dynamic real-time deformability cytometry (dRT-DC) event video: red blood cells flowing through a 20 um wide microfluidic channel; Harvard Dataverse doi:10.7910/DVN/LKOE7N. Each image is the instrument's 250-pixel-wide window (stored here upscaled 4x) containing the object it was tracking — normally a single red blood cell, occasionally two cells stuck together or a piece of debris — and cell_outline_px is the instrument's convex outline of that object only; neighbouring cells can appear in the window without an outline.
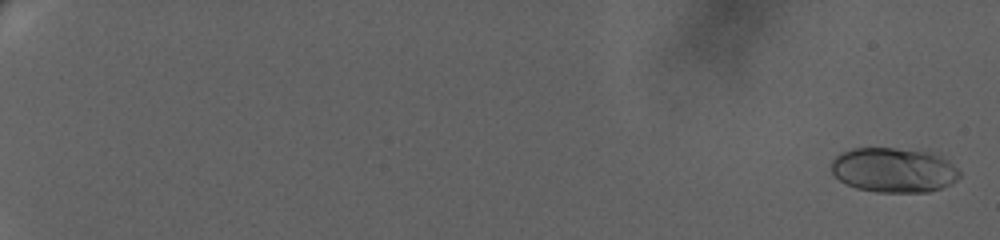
{"species": "human", "species_latin": "Homo sapiens", "temperature_condition": "warm", "stored_images_in_passage": 39, "camera_frame_rate_fps": 3000, "um_per_image_px": 0.085, "donor": {"sex": "female"}, "frame": {"image": 1, "passage_image": 1, "time_ms": 0.0, "image_size_px": [1000, 240], "cell_outline_px": [[960, 176], [952, 184], [928, 192], [876, 192], [856, 188], [840, 180], [832, 172], [832, 160], [840, 152], [852, 148], [928, 148], [948, 160], [960, 172]], "centroid_in_image_um": [76.02, 14.42], "position_along_channel_um": 9.0, "area_um2": 34.1}}
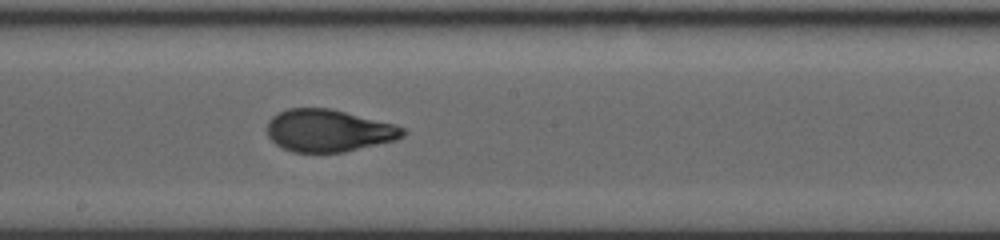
{"frame": {"image": 2, "passage_image": 21, "time_ms": 14.333, "image_size_px": [1000, 240], "cell_outline_px": [[408, 132], [404, 136], [396, 140], [344, 152], [292, 152], [276, 144], [268, 136], [268, 120], [272, 116], [288, 108], [332, 108], [396, 124], [404, 128]], "centroid_in_image_um": [27.97, 11.09], "position_along_channel_um": 220.2, "area_um2": 33.64}}
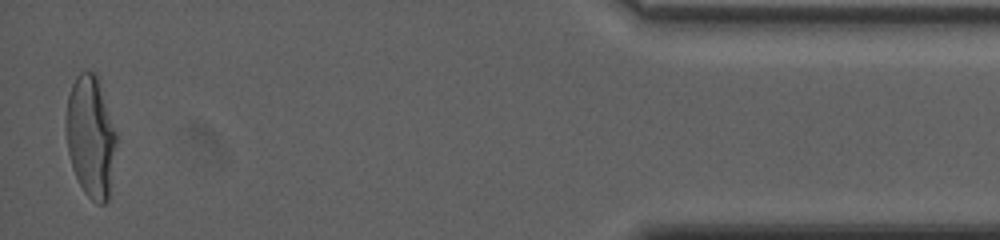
{"frame": {"image": 3, "passage_image": 39, "time_ms": 22.667, "image_size_px": [1000, 240], "cell_outline_px": [[116, 144], [108, 200], [104, 204], [96, 204], [84, 192], [72, 168], [68, 152], [64, 128], [64, 120], [68, 96], [72, 84], [76, 76], [80, 72], [96, 72], [116, 132]], "centroid_in_image_um": [7.68, 11.6], "position_along_channel_um": 427.5, "area_um2": 35.78}, "authors_computed_cell_mechanics": {"area_um2": 33.6396, "velocity_mm_per_s": 3.1959, "shape_relaxation_time_tau1_ms": 9.32, "shape_relaxation_time_tau2_ms": null, "deformation_change_tau1": 0.2951, "deformation_change_tau2": null}}